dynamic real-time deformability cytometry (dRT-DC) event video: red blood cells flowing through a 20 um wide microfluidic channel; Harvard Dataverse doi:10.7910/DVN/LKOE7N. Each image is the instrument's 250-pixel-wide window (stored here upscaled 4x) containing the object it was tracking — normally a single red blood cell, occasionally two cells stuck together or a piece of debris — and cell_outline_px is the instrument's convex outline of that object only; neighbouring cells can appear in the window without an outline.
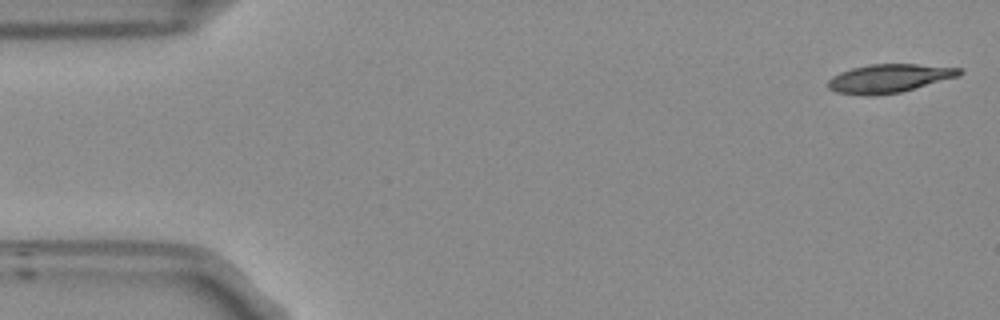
{"species": "Egyptian fruit bat (a non-hibernating species)", "species_latin": "Rousettus aegyptiacus", "temperature_condition": "room temperature", "stored_images_in_passage": 53, "camera_frame_rate_fps": 3000, "um_per_image_px": 0.085, "frame": {"image": 1, "passage_image": 1, "time_ms": 0.0, "image_size_px": [1000, 320], "cell_outline_px": [[964, 72], [960, 76], [900, 92], [872, 96], [868, 96], [836, 92], [828, 88], [828, 80], [832, 76], [840, 72], [852, 68], [868, 64], [916, 64], [964, 68]], "centroid_in_image_um": [75.6, 6.65], "position_along_channel_um": 9.4, "area_um2": 21.96}}
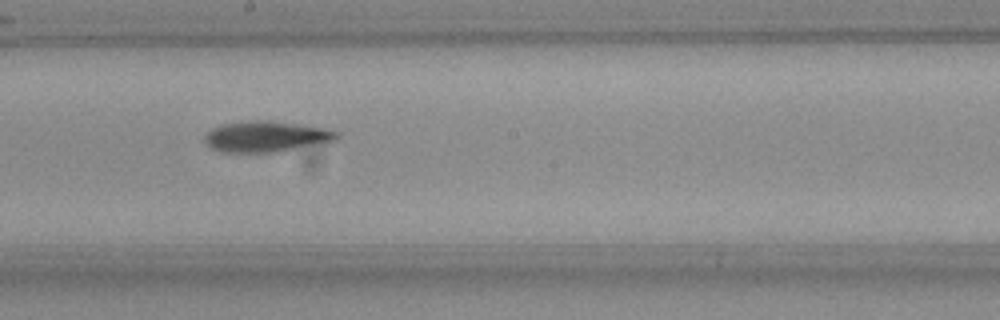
{"frame": {"image": 2, "passage_image": 28, "time_ms": 9.0, "image_size_px": [1000, 320], "cell_outline_px": [[340, 136], [336, 140], [276, 152], [220, 152], [212, 148], [204, 140], [204, 136], [212, 128], [220, 124], [240, 120], [268, 120], [308, 124], [340, 132]], "centroid_in_image_um": [22.62, 11.57], "position_along_channel_um": 225.6, "area_um2": 24.1}}
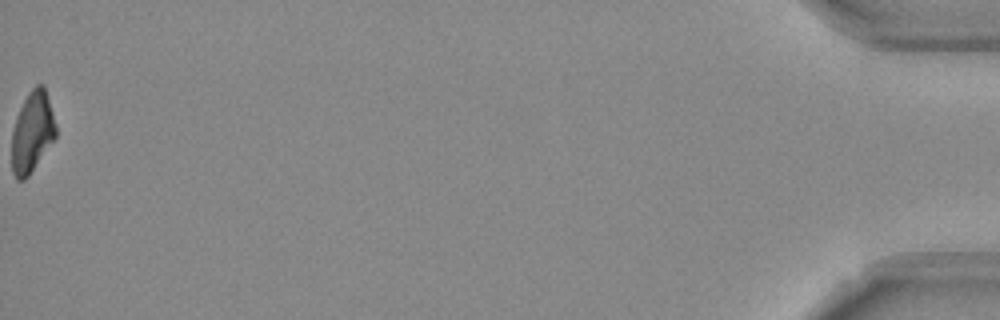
{"frame": {"image": 3, "passage_image": 53, "time_ms": 17.333, "image_size_px": [1000, 320], "cell_outline_px": [[56, 136], [28, 176], [24, 180], [16, 180], [12, 172], [12, 132], [16, 116], [28, 92], [36, 84], [44, 84], [56, 124]], "centroid_in_image_um": [2.73, 11.21], "position_along_channel_um": 432.5, "area_um2": 20.63}, "authors_computed_cell_mechanics": {"area_um2": 22.8888, "velocity_mm_per_s": 3.7716, "shape_relaxation_time_tau1_ms": 8.4765, "shape_relaxation_time_tau2_ms": 5.4532, "deformation_change_tau1": 0.2388, "deformation_change_tau2": 0.1419}}